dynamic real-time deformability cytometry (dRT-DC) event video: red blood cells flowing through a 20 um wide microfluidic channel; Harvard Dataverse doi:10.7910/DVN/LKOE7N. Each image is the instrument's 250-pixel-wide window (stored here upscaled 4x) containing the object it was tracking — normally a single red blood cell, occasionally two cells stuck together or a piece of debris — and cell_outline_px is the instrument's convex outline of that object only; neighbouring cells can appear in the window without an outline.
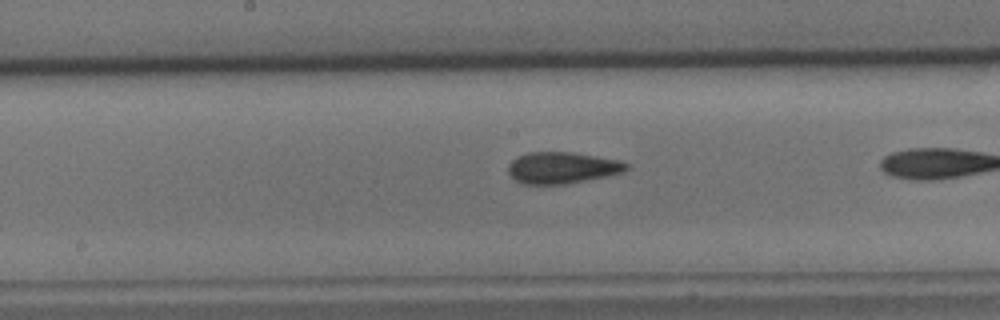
{"species": "common noctule bat (a hibernating species)", "species_latin": "Nyctalus noctula", "temperature_condition": "cold", "stored_images_in_passage": 33, "camera_frame_rate_fps": 3000, "um_per_image_px": 0.085, "animal": {"sex": "male", "body_mass_g": 15.6}, "frame": {"image": 1, "passage_image": 19, "time_ms": 6.0, "image_size_px": [1000, 320], "cell_outline_px": [[628, 168], [624, 172], [568, 184], [520, 184], [508, 172], [508, 164], [516, 156], [528, 152], [572, 152], [620, 160], [628, 164]], "centroid_in_image_um": [47.76, 14.26], "position_along_channel_um": 200.4, "area_um2": 21.79}}
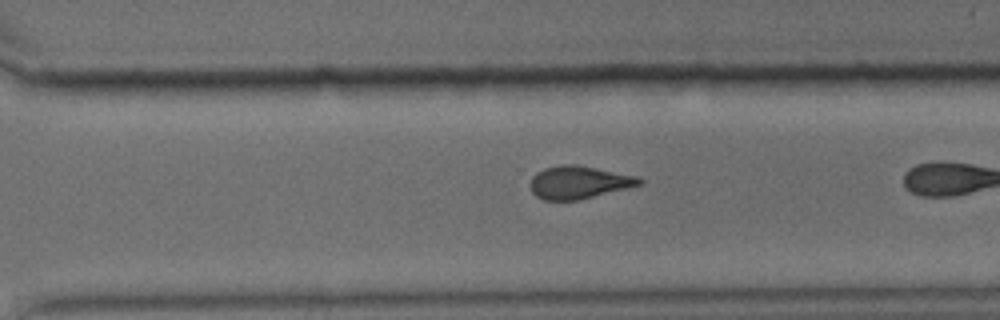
{"frame": {"image": 2, "passage_image": 29, "time_ms": 9.333, "image_size_px": [1000, 320], "cell_outline_px": [[644, 184], [580, 200], [544, 200], [536, 196], [532, 192], [528, 184], [532, 176], [536, 172], [544, 168], [560, 164], [576, 164], [636, 176], [644, 180]], "centroid_in_image_um": [49.17, 15.5], "position_along_channel_um": 321.4, "area_um2": 21.1}}
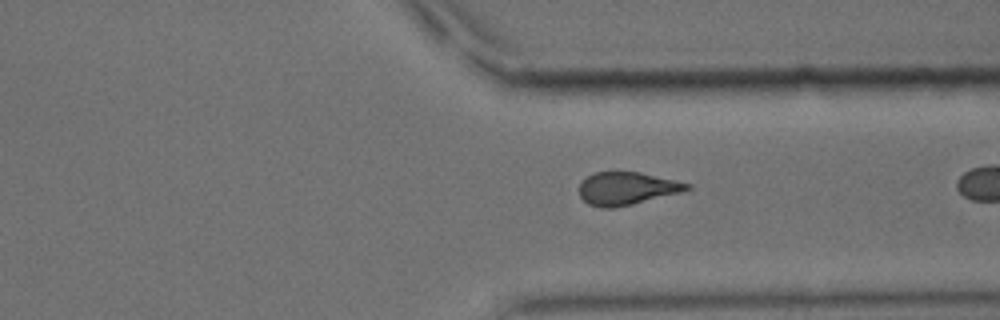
{"frame": {"image": 3, "passage_image": 32, "time_ms": 10.333, "image_size_px": [1000, 320], "cell_outline_px": [[692, 188], [680, 192], [632, 204], [612, 208], [600, 208], [588, 204], [580, 196], [580, 184], [588, 176], [596, 172], [640, 172], [676, 180], [692, 184]], "centroid_in_image_um": [53.29, 16.02], "position_along_channel_um": 358.1, "area_um2": 20.4}}